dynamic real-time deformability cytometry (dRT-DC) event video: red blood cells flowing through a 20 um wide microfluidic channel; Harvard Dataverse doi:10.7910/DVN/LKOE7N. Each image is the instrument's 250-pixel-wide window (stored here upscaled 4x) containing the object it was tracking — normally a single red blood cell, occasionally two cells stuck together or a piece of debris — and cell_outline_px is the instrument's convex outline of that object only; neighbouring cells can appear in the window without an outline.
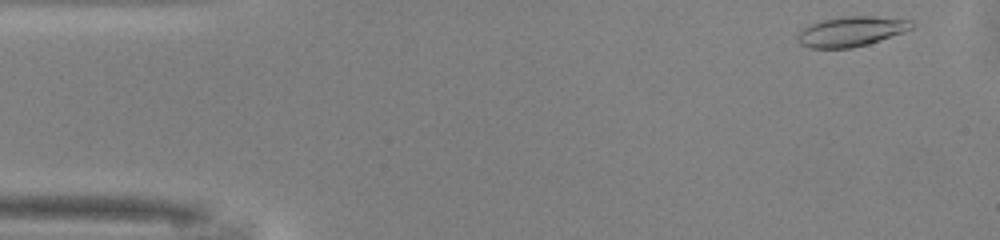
{"species": "common noctule bat (a hibernating species)", "species_latin": "Nyctalus noctula", "temperature_condition": "warm", "stored_images_in_passage": 16, "camera_frame_rate_fps": 3000, "um_per_image_px": 0.085, "animal": {"sex": "male", "body_mass_g": 13.0, "forearm_length_mm": 53.1}, "frame": {"image": 1, "passage_image": 1, "time_ms": 0.0, "image_size_px": [1000, 240], "cell_outline_px": [[912, 28], [904, 32], [868, 44], [852, 48], [808, 48], [800, 44], [796, 40], [796, 36], [804, 28], [820, 20], [840, 16], [872, 16], [912, 20]], "centroid_in_image_um": [72.32, 2.67], "position_along_channel_um": 12.7, "area_um2": 19.94}}
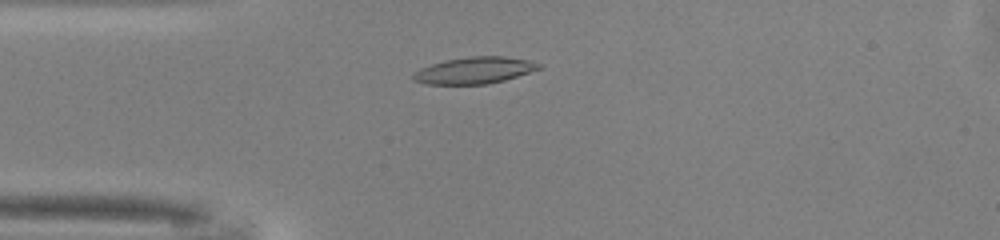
{"frame": {"image": 2, "passage_image": 10, "time_ms": 3.0, "image_size_px": [1000, 240], "cell_outline_px": [[540, 68], [504, 80], [488, 84], [428, 84], [412, 80], [412, 72], [420, 68], [444, 60], [468, 56], [504, 56], [528, 60], [540, 64]], "centroid_in_image_um": [40.26, 5.98], "position_along_channel_um": 44.7, "area_um2": 19.42}}
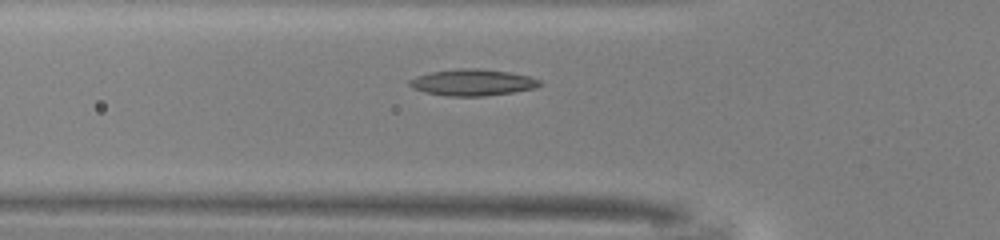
{"frame": {"image": 3, "passage_image": 14, "time_ms": 4.333, "image_size_px": [1000, 240], "cell_outline_px": [[544, 84], [536, 88], [512, 92], [484, 96], [448, 96], [424, 92], [412, 88], [408, 84], [408, 80], [416, 76], [432, 72], [460, 68], [476, 68], [508, 72], [528, 76], [540, 80]], "centroid_in_image_um": [40.16, 7.01], "position_along_channel_um": 85.6, "area_um2": 20.06}}